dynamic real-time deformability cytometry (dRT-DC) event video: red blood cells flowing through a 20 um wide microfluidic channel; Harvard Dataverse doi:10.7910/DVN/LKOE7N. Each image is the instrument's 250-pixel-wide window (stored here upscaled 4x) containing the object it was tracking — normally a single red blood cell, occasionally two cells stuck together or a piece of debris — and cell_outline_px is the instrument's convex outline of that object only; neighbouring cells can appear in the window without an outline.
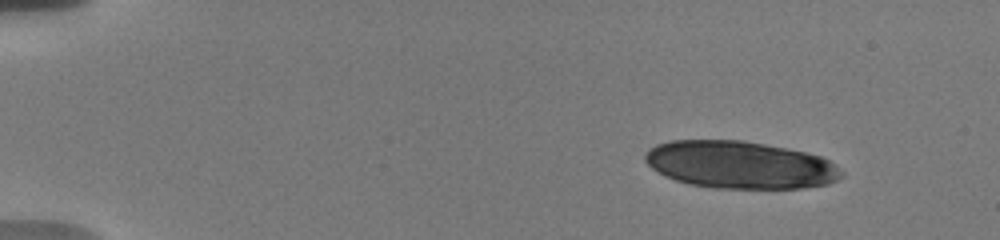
{"species": "human", "species_latin": "Homo sapiens", "temperature_condition": "warm", "stored_images_in_passage": 15, "camera_frame_rate_fps": 3000, "um_per_image_px": 0.085, "donor": {"sex": "male"}, "frame": {"image": 1, "passage_image": 1, "time_ms": 0.0, "image_size_px": [1000, 240], "cell_outline_px": [[844, 176], [828, 184], [800, 188], [712, 188], [688, 184], [664, 176], [652, 168], [644, 160], [644, 152], [648, 148], [656, 144], [672, 140], [744, 140], [788, 148], [820, 156], [836, 164], [844, 172]], "centroid_in_image_um": [62.88, 14.0], "position_along_channel_um": 22.1, "area_um2": 54.68}}